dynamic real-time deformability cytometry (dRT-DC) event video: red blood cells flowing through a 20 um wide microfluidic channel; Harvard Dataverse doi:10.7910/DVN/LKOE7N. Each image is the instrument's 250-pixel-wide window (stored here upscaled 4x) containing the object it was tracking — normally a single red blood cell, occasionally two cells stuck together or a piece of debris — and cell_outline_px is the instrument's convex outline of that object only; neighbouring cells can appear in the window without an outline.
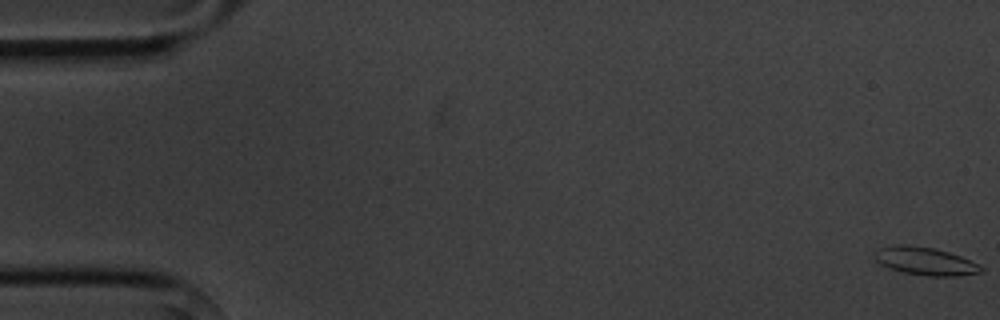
{"species": "common noctule bat (a hibernating species)", "species_latin": "Nyctalus noctula", "temperature_condition": "cold", "stored_images_in_passage": 15, "camera_frame_rate_fps": 3000, "um_per_image_px": 0.085, "animal": {"sex": "male", "body_mass_g": 20.1, "forearm_length_mm": 53.5}, "frame": {"image": 1, "passage_image": 1, "time_ms": 0.0, "image_size_px": [1000, 320], "cell_outline_px": [[984, 272], [956, 276], [928, 276], [904, 272], [888, 268], [880, 264], [872, 256], [876, 248], [892, 244], [904, 244], [936, 248], [960, 256], [980, 264], [984, 268]], "centroid_in_image_um": [78.61, 22.18], "position_along_channel_um": 6.4, "area_um2": 17.69}}
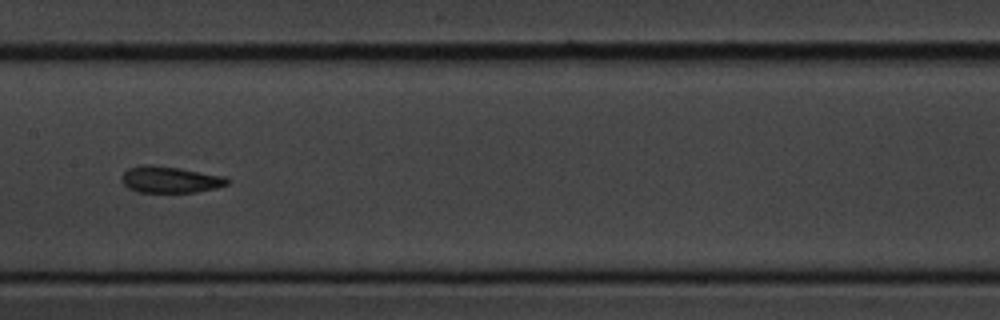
{"frame": {"image": 2, "passage_image": 8, "time_ms": 9.0, "image_size_px": [1000, 320], "cell_outline_px": [[228, 184], [216, 188], [196, 192], [136, 192], [128, 188], [120, 180], [120, 176], [128, 168], [144, 164], [152, 164], [180, 168], [224, 176], [228, 180]], "centroid_in_image_um": [14.4, 15.26], "position_along_channel_um": 193.0, "area_um2": 16.42}}
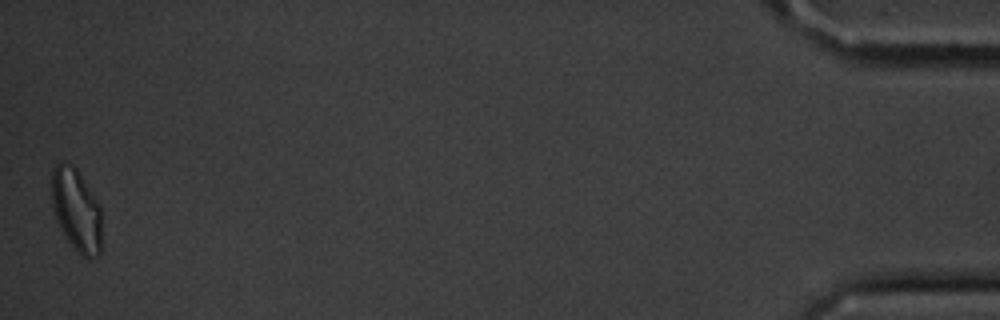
{"frame": {"image": 3, "passage_image": 15, "time_ms": 18.0, "image_size_px": [1000, 320], "cell_outline_px": [[100, 256], [88, 260], [80, 256], [72, 248], [64, 236], [56, 220], [52, 204], [52, 168], [56, 164], [64, 160], [72, 164], [76, 168], [96, 200], [100, 208]], "centroid_in_image_um": [6.47, 17.9], "position_along_channel_um": 428.7, "area_um2": 24.33}, "authors_computed_cell_mechanics": {"area_um2": 16.6464, "velocity_mm_per_s": 3.6382, "shape_relaxation_time_tau1_ms": 3.1481, "shape_relaxation_time_tau2_ms": null, "deformation_change_tau1": 0.1128, "deformation_change_tau2": null}}